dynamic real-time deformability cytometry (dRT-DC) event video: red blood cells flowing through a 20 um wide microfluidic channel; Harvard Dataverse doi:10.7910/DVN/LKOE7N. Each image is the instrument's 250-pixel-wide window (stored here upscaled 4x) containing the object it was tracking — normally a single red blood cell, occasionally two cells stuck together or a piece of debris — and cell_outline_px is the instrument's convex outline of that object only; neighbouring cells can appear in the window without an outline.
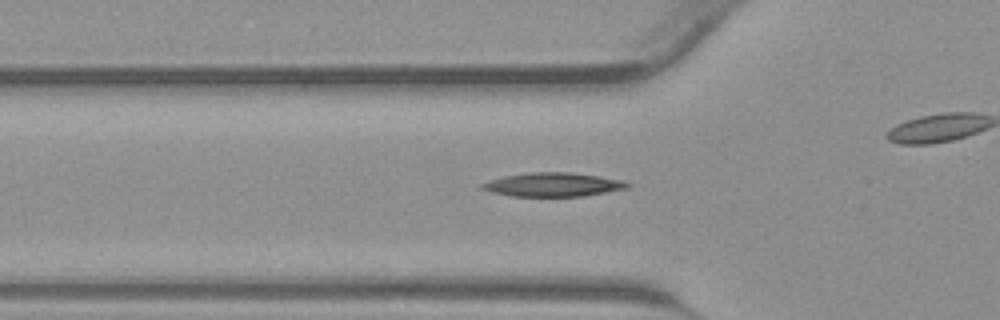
{"species": "common noctule bat (a hibernating species)", "species_latin": "Nyctalus noctula", "temperature_condition": "warm", "stored_images_in_passage": 34, "camera_frame_rate_fps": 3000, "um_per_image_px": 0.085, "animal": {"sex": "male", "body_mass_g": 23.1, "forearm_length_mm": 52.7}, "frame": {"image": 1, "passage_image": 14, "time_ms": 4.333, "image_size_px": [1000, 320], "cell_outline_px": [[632, 184], [628, 188], [584, 196], [512, 196], [492, 192], [480, 188], [480, 184], [504, 176], [528, 172], [572, 172], [600, 176], [624, 180]], "centroid_in_image_um": [47.05, 15.68], "position_along_channel_um": 78.7, "area_um2": 20.23}}
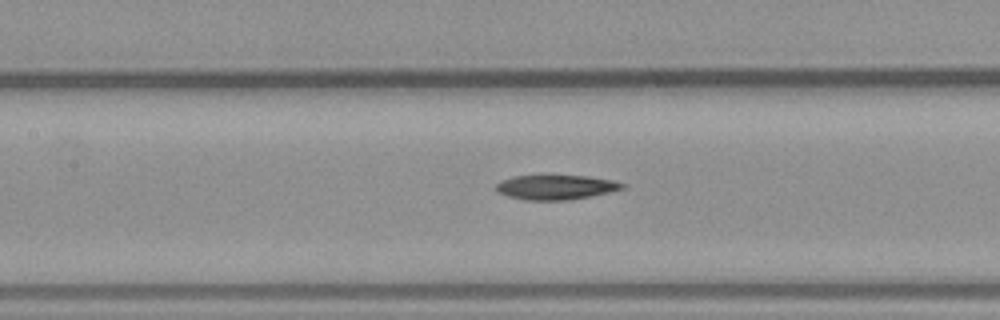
{"frame": {"image": 2, "passage_image": 19, "time_ms": 6.0, "image_size_px": [1000, 320], "cell_outline_px": [[624, 188], [592, 196], [568, 200], [524, 200], [508, 196], [496, 192], [496, 184], [500, 180], [512, 176], [588, 176], [612, 180], [624, 184]], "centroid_in_image_um": [47.19, 15.92], "position_along_channel_um": 160.2, "area_um2": 18.03}}
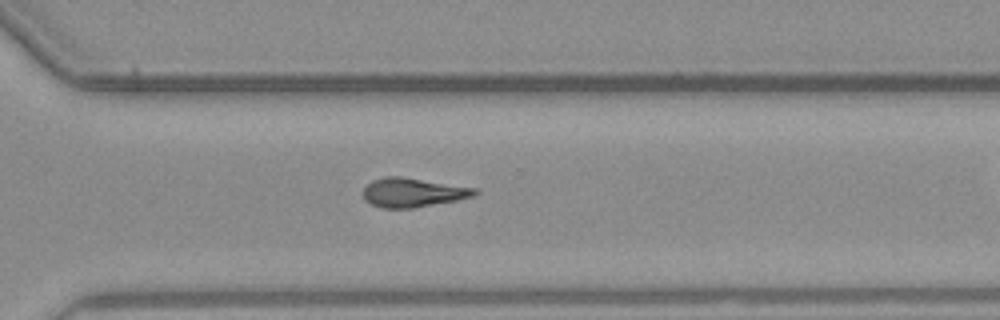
{"frame": {"image": 3, "passage_image": 30, "time_ms": 9.667, "image_size_px": [1000, 320], "cell_outline_px": [[480, 192], [472, 196], [456, 200], [412, 208], [380, 208], [364, 200], [364, 188], [372, 180], [384, 176], [400, 176], [476, 188]], "centroid_in_image_um": [35.07, 16.36], "position_along_channel_um": 335.5, "area_um2": 18.79}}